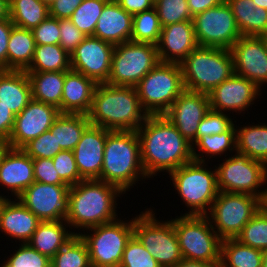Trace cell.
I'll return each mask as SVG.
<instances>
[{"label": "cell", "mask_w": 267, "mask_h": 267, "mask_svg": "<svg viewBox=\"0 0 267 267\" xmlns=\"http://www.w3.org/2000/svg\"><path fill=\"white\" fill-rule=\"evenodd\" d=\"M136 132L140 139L143 169L149 179L162 172L170 174L194 160L192 144L165 115H148Z\"/></svg>", "instance_id": "6da1fadb"}, {"label": "cell", "mask_w": 267, "mask_h": 267, "mask_svg": "<svg viewBox=\"0 0 267 267\" xmlns=\"http://www.w3.org/2000/svg\"><path fill=\"white\" fill-rule=\"evenodd\" d=\"M124 194L113 184L98 179L82 180L69 188V213L65 221L74 235L116 221L121 215L118 199Z\"/></svg>", "instance_id": "7a4b0ae2"}, {"label": "cell", "mask_w": 267, "mask_h": 267, "mask_svg": "<svg viewBox=\"0 0 267 267\" xmlns=\"http://www.w3.org/2000/svg\"><path fill=\"white\" fill-rule=\"evenodd\" d=\"M87 116L92 125L111 131H136L148 114L141 106L136 87L100 83Z\"/></svg>", "instance_id": "3957f363"}, {"label": "cell", "mask_w": 267, "mask_h": 267, "mask_svg": "<svg viewBox=\"0 0 267 267\" xmlns=\"http://www.w3.org/2000/svg\"><path fill=\"white\" fill-rule=\"evenodd\" d=\"M100 180L117 186L125 196L138 181L150 180L143 169L136 131L108 130Z\"/></svg>", "instance_id": "277c9868"}, {"label": "cell", "mask_w": 267, "mask_h": 267, "mask_svg": "<svg viewBox=\"0 0 267 267\" xmlns=\"http://www.w3.org/2000/svg\"><path fill=\"white\" fill-rule=\"evenodd\" d=\"M211 162L192 160L168 174L171 186L178 194L188 211L184 215H207L216 199L219 190L217 186L216 170L208 165ZM187 212V213H186Z\"/></svg>", "instance_id": "5b68a950"}, {"label": "cell", "mask_w": 267, "mask_h": 267, "mask_svg": "<svg viewBox=\"0 0 267 267\" xmlns=\"http://www.w3.org/2000/svg\"><path fill=\"white\" fill-rule=\"evenodd\" d=\"M186 90L208 94L234 74L229 49L197 46L180 64Z\"/></svg>", "instance_id": "8992f818"}, {"label": "cell", "mask_w": 267, "mask_h": 267, "mask_svg": "<svg viewBox=\"0 0 267 267\" xmlns=\"http://www.w3.org/2000/svg\"><path fill=\"white\" fill-rule=\"evenodd\" d=\"M175 216L173 222L182 257L208 263L221 262V242L207 215Z\"/></svg>", "instance_id": "52a82bcc"}, {"label": "cell", "mask_w": 267, "mask_h": 267, "mask_svg": "<svg viewBox=\"0 0 267 267\" xmlns=\"http://www.w3.org/2000/svg\"><path fill=\"white\" fill-rule=\"evenodd\" d=\"M214 165L217 186L221 192L246 193L263 202L267 193V165L239 152L232 153Z\"/></svg>", "instance_id": "ba28073f"}, {"label": "cell", "mask_w": 267, "mask_h": 267, "mask_svg": "<svg viewBox=\"0 0 267 267\" xmlns=\"http://www.w3.org/2000/svg\"><path fill=\"white\" fill-rule=\"evenodd\" d=\"M156 211L150 207L134 216V236L161 267H173L183 259L174 225L170 218H157Z\"/></svg>", "instance_id": "9c48e42d"}, {"label": "cell", "mask_w": 267, "mask_h": 267, "mask_svg": "<svg viewBox=\"0 0 267 267\" xmlns=\"http://www.w3.org/2000/svg\"><path fill=\"white\" fill-rule=\"evenodd\" d=\"M136 89L141 106L148 115H164L185 90L180 64L160 62Z\"/></svg>", "instance_id": "30bf717a"}, {"label": "cell", "mask_w": 267, "mask_h": 267, "mask_svg": "<svg viewBox=\"0 0 267 267\" xmlns=\"http://www.w3.org/2000/svg\"><path fill=\"white\" fill-rule=\"evenodd\" d=\"M122 218L80 234L87 245L92 267H119L126 244L134 235V216Z\"/></svg>", "instance_id": "8fae6325"}, {"label": "cell", "mask_w": 267, "mask_h": 267, "mask_svg": "<svg viewBox=\"0 0 267 267\" xmlns=\"http://www.w3.org/2000/svg\"><path fill=\"white\" fill-rule=\"evenodd\" d=\"M159 63L155 44L128 41L115 45L106 84L136 87Z\"/></svg>", "instance_id": "7c38bea8"}, {"label": "cell", "mask_w": 267, "mask_h": 267, "mask_svg": "<svg viewBox=\"0 0 267 267\" xmlns=\"http://www.w3.org/2000/svg\"><path fill=\"white\" fill-rule=\"evenodd\" d=\"M262 207L263 201L253 195L219 191L207 217L222 240L236 238Z\"/></svg>", "instance_id": "4fadbf2b"}, {"label": "cell", "mask_w": 267, "mask_h": 267, "mask_svg": "<svg viewBox=\"0 0 267 267\" xmlns=\"http://www.w3.org/2000/svg\"><path fill=\"white\" fill-rule=\"evenodd\" d=\"M192 21L198 46L230 49L241 37L226 1L195 15Z\"/></svg>", "instance_id": "5bb4252c"}, {"label": "cell", "mask_w": 267, "mask_h": 267, "mask_svg": "<svg viewBox=\"0 0 267 267\" xmlns=\"http://www.w3.org/2000/svg\"><path fill=\"white\" fill-rule=\"evenodd\" d=\"M69 188L34 181L18 199L40 221L65 220L69 213Z\"/></svg>", "instance_id": "9a60e30c"}, {"label": "cell", "mask_w": 267, "mask_h": 267, "mask_svg": "<svg viewBox=\"0 0 267 267\" xmlns=\"http://www.w3.org/2000/svg\"><path fill=\"white\" fill-rule=\"evenodd\" d=\"M262 94L263 91L252 81L233 74L229 79L210 91L208 96L211 110L227 114L231 113L233 118H236L234 113L238 114V116L242 113L241 116H243L247 111L248 114V110L251 111L253 105L260 101L259 98Z\"/></svg>", "instance_id": "2e32d148"}, {"label": "cell", "mask_w": 267, "mask_h": 267, "mask_svg": "<svg viewBox=\"0 0 267 267\" xmlns=\"http://www.w3.org/2000/svg\"><path fill=\"white\" fill-rule=\"evenodd\" d=\"M234 74L252 81L261 91L267 83V47L263 36H241L229 49Z\"/></svg>", "instance_id": "e0dca14e"}, {"label": "cell", "mask_w": 267, "mask_h": 267, "mask_svg": "<svg viewBox=\"0 0 267 267\" xmlns=\"http://www.w3.org/2000/svg\"><path fill=\"white\" fill-rule=\"evenodd\" d=\"M115 45L93 36H87L71 53V69L93 79L97 84L106 83L110 76Z\"/></svg>", "instance_id": "ac0fdd59"}, {"label": "cell", "mask_w": 267, "mask_h": 267, "mask_svg": "<svg viewBox=\"0 0 267 267\" xmlns=\"http://www.w3.org/2000/svg\"><path fill=\"white\" fill-rule=\"evenodd\" d=\"M59 115L60 111L57 107L32 99L15 116L14 127L7 141L9 146L22 149L31 140L49 131Z\"/></svg>", "instance_id": "d6986e66"}, {"label": "cell", "mask_w": 267, "mask_h": 267, "mask_svg": "<svg viewBox=\"0 0 267 267\" xmlns=\"http://www.w3.org/2000/svg\"><path fill=\"white\" fill-rule=\"evenodd\" d=\"M210 109L208 94L185 89L164 115L193 146L198 125Z\"/></svg>", "instance_id": "ffe728a7"}, {"label": "cell", "mask_w": 267, "mask_h": 267, "mask_svg": "<svg viewBox=\"0 0 267 267\" xmlns=\"http://www.w3.org/2000/svg\"><path fill=\"white\" fill-rule=\"evenodd\" d=\"M34 181L33 159L22 149L9 147L0 162V190H5L4 197L18 198Z\"/></svg>", "instance_id": "44dd1931"}, {"label": "cell", "mask_w": 267, "mask_h": 267, "mask_svg": "<svg viewBox=\"0 0 267 267\" xmlns=\"http://www.w3.org/2000/svg\"><path fill=\"white\" fill-rule=\"evenodd\" d=\"M108 129L90 124L73 149L75 162L84 180H100Z\"/></svg>", "instance_id": "7402d4cb"}, {"label": "cell", "mask_w": 267, "mask_h": 267, "mask_svg": "<svg viewBox=\"0 0 267 267\" xmlns=\"http://www.w3.org/2000/svg\"><path fill=\"white\" fill-rule=\"evenodd\" d=\"M197 46L193 21L166 25L157 44L159 61L181 64Z\"/></svg>", "instance_id": "603a6c76"}, {"label": "cell", "mask_w": 267, "mask_h": 267, "mask_svg": "<svg viewBox=\"0 0 267 267\" xmlns=\"http://www.w3.org/2000/svg\"><path fill=\"white\" fill-rule=\"evenodd\" d=\"M40 222L18 198H7L0 208V234L11 237L12 243H28Z\"/></svg>", "instance_id": "cb8c5ba5"}, {"label": "cell", "mask_w": 267, "mask_h": 267, "mask_svg": "<svg viewBox=\"0 0 267 267\" xmlns=\"http://www.w3.org/2000/svg\"><path fill=\"white\" fill-rule=\"evenodd\" d=\"M97 83L84 74L70 69L65 71L61 98V113L87 115L92 106Z\"/></svg>", "instance_id": "d4e9b609"}, {"label": "cell", "mask_w": 267, "mask_h": 267, "mask_svg": "<svg viewBox=\"0 0 267 267\" xmlns=\"http://www.w3.org/2000/svg\"><path fill=\"white\" fill-rule=\"evenodd\" d=\"M133 16L119 3H106L96 24L93 37L113 45L131 41Z\"/></svg>", "instance_id": "484cf974"}, {"label": "cell", "mask_w": 267, "mask_h": 267, "mask_svg": "<svg viewBox=\"0 0 267 267\" xmlns=\"http://www.w3.org/2000/svg\"><path fill=\"white\" fill-rule=\"evenodd\" d=\"M32 100L31 85L26 71L0 70V101L15 115Z\"/></svg>", "instance_id": "4316f807"}, {"label": "cell", "mask_w": 267, "mask_h": 267, "mask_svg": "<svg viewBox=\"0 0 267 267\" xmlns=\"http://www.w3.org/2000/svg\"><path fill=\"white\" fill-rule=\"evenodd\" d=\"M73 236L65 220L41 221L28 244L51 259Z\"/></svg>", "instance_id": "83f0119b"}, {"label": "cell", "mask_w": 267, "mask_h": 267, "mask_svg": "<svg viewBox=\"0 0 267 267\" xmlns=\"http://www.w3.org/2000/svg\"><path fill=\"white\" fill-rule=\"evenodd\" d=\"M233 12L241 36L267 35V9L252 0H225Z\"/></svg>", "instance_id": "f1b7e54d"}, {"label": "cell", "mask_w": 267, "mask_h": 267, "mask_svg": "<svg viewBox=\"0 0 267 267\" xmlns=\"http://www.w3.org/2000/svg\"><path fill=\"white\" fill-rule=\"evenodd\" d=\"M237 120L238 119L235 120V124H233L227 131L220 134L202 136L193 145L194 160L210 163V161L213 162V160L218 157L223 159V157L235 153Z\"/></svg>", "instance_id": "f546056e"}, {"label": "cell", "mask_w": 267, "mask_h": 267, "mask_svg": "<svg viewBox=\"0 0 267 267\" xmlns=\"http://www.w3.org/2000/svg\"><path fill=\"white\" fill-rule=\"evenodd\" d=\"M250 122L246 125L236 123V152L247 155L267 165V124Z\"/></svg>", "instance_id": "4dcf8cb0"}, {"label": "cell", "mask_w": 267, "mask_h": 267, "mask_svg": "<svg viewBox=\"0 0 267 267\" xmlns=\"http://www.w3.org/2000/svg\"><path fill=\"white\" fill-rule=\"evenodd\" d=\"M32 99L57 107L61 113V98L65 72H27Z\"/></svg>", "instance_id": "1f68e13d"}, {"label": "cell", "mask_w": 267, "mask_h": 267, "mask_svg": "<svg viewBox=\"0 0 267 267\" xmlns=\"http://www.w3.org/2000/svg\"><path fill=\"white\" fill-rule=\"evenodd\" d=\"M35 45L32 30L13 26L8 40L7 70L25 71L32 62Z\"/></svg>", "instance_id": "d6a6232c"}, {"label": "cell", "mask_w": 267, "mask_h": 267, "mask_svg": "<svg viewBox=\"0 0 267 267\" xmlns=\"http://www.w3.org/2000/svg\"><path fill=\"white\" fill-rule=\"evenodd\" d=\"M90 124L85 114L60 113L49 131H55L57 146H61L62 150L73 151Z\"/></svg>", "instance_id": "836d02e7"}, {"label": "cell", "mask_w": 267, "mask_h": 267, "mask_svg": "<svg viewBox=\"0 0 267 267\" xmlns=\"http://www.w3.org/2000/svg\"><path fill=\"white\" fill-rule=\"evenodd\" d=\"M263 251L242 244L236 238L221 242L220 267H261Z\"/></svg>", "instance_id": "e575fe53"}, {"label": "cell", "mask_w": 267, "mask_h": 267, "mask_svg": "<svg viewBox=\"0 0 267 267\" xmlns=\"http://www.w3.org/2000/svg\"><path fill=\"white\" fill-rule=\"evenodd\" d=\"M70 55L59 45H35L34 56L26 72L69 71Z\"/></svg>", "instance_id": "d590c367"}, {"label": "cell", "mask_w": 267, "mask_h": 267, "mask_svg": "<svg viewBox=\"0 0 267 267\" xmlns=\"http://www.w3.org/2000/svg\"><path fill=\"white\" fill-rule=\"evenodd\" d=\"M14 26L32 30L49 17V7L39 0H8Z\"/></svg>", "instance_id": "8d00e7d4"}, {"label": "cell", "mask_w": 267, "mask_h": 267, "mask_svg": "<svg viewBox=\"0 0 267 267\" xmlns=\"http://www.w3.org/2000/svg\"><path fill=\"white\" fill-rule=\"evenodd\" d=\"M50 267H92L87 245L80 235H74L51 258Z\"/></svg>", "instance_id": "74e56055"}, {"label": "cell", "mask_w": 267, "mask_h": 267, "mask_svg": "<svg viewBox=\"0 0 267 267\" xmlns=\"http://www.w3.org/2000/svg\"><path fill=\"white\" fill-rule=\"evenodd\" d=\"M162 26L155 7L133 16L131 41L152 43L160 40Z\"/></svg>", "instance_id": "f35d334b"}, {"label": "cell", "mask_w": 267, "mask_h": 267, "mask_svg": "<svg viewBox=\"0 0 267 267\" xmlns=\"http://www.w3.org/2000/svg\"><path fill=\"white\" fill-rule=\"evenodd\" d=\"M236 239L252 248L267 250V209L264 206L244 225Z\"/></svg>", "instance_id": "ab89813d"}, {"label": "cell", "mask_w": 267, "mask_h": 267, "mask_svg": "<svg viewBox=\"0 0 267 267\" xmlns=\"http://www.w3.org/2000/svg\"><path fill=\"white\" fill-rule=\"evenodd\" d=\"M105 4L101 0H84L69 19L85 36H93Z\"/></svg>", "instance_id": "60d3db41"}, {"label": "cell", "mask_w": 267, "mask_h": 267, "mask_svg": "<svg viewBox=\"0 0 267 267\" xmlns=\"http://www.w3.org/2000/svg\"><path fill=\"white\" fill-rule=\"evenodd\" d=\"M13 253L4 257L1 267H50L51 259L42 255L28 243L18 244ZM6 259V260H5Z\"/></svg>", "instance_id": "b9f144b4"}, {"label": "cell", "mask_w": 267, "mask_h": 267, "mask_svg": "<svg viewBox=\"0 0 267 267\" xmlns=\"http://www.w3.org/2000/svg\"><path fill=\"white\" fill-rule=\"evenodd\" d=\"M154 7L162 27L193 19L187 0H155Z\"/></svg>", "instance_id": "7bdbcfd3"}, {"label": "cell", "mask_w": 267, "mask_h": 267, "mask_svg": "<svg viewBox=\"0 0 267 267\" xmlns=\"http://www.w3.org/2000/svg\"><path fill=\"white\" fill-rule=\"evenodd\" d=\"M119 267H161L150 252L133 235L127 242Z\"/></svg>", "instance_id": "ee69618b"}, {"label": "cell", "mask_w": 267, "mask_h": 267, "mask_svg": "<svg viewBox=\"0 0 267 267\" xmlns=\"http://www.w3.org/2000/svg\"><path fill=\"white\" fill-rule=\"evenodd\" d=\"M22 150L32 159L53 158L60 152L61 146H57L55 131H46L39 137L27 143Z\"/></svg>", "instance_id": "f6af8a7d"}, {"label": "cell", "mask_w": 267, "mask_h": 267, "mask_svg": "<svg viewBox=\"0 0 267 267\" xmlns=\"http://www.w3.org/2000/svg\"><path fill=\"white\" fill-rule=\"evenodd\" d=\"M232 117L233 116H231V114L217 112L210 109L198 125L196 142L202 136L220 134L227 131L235 123V119Z\"/></svg>", "instance_id": "bcb514c9"}, {"label": "cell", "mask_w": 267, "mask_h": 267, "mask_svg": "<svg viewBox=\"0 0 267 267\" xmlns=\"http://www.w3.org/2000/svg\"><path fill=\"white\" fill-rule=\"evenodd\" d=\"M61 180L69 187L84 180L78 171L73 151L61 150L52 158Z\"/></svg>", "instance_id": "7dc6e473"}, {"label": "cell", "mask_w": 267, "mask_h": 267, "mask_svg": "<svg viewBox=\"0 0 267 267\" xmlns=\"http://www.w3.org/2000/svg\"><path fill=\"white\" fill-rule=\"evenodd\" d=\"M32 33L36 45L60 44L59 19L49 16Z\"/></svg>", "instance_id": "c3c4849f"}, {"label": "cell", "mask_w": 267, "mask_h": 267, "mask_svg": "<svg viewBox=\"0 0 267 267\" xmlns=\"http://www.w3.org/2000/svg\"><path fill=\"white\" fill-rule=\"evenodd\" d=\"M60 46L69 54L87 37L70 19H59Z\"/></svg>", "instance_id": "681fc988"}, {"label": "cell", "mask_w": 267, "mask_h": 267, "mask_svg": "<svg viewBox=\"0 0 267 267\" xmlns=\"http://www.w3.org/2000/svg\"><path fill=\"white\" fill-rule=\"evenodd\" d=\"M34 178L36 182L67 185L59 177L51 158L33 159Z\"/></svg>", "instance_id": "f907efd6"}, {"label": "cell", "mask_w": 267, "mask_h": 267, "mask_svg": "<svg viewBox=\"0 0 267 267\" xmlns=\"http://www.w3.org/2000/svg\"><path fill=\"white\" fill-rule=\"evenodd\" d=\"M84 0H55L49 7V16L69 19Z\"/></svg>", "instance_id": "816d5d0a"}, {"label": "cell", "mask_w": 267, "mask_h": 267, "mask_svg": "<svg viewBox=\"0 0 267 267\" xmlns=\"http://www.w3.org/2000/svg\"><path fill=\"white\" fill-rule=\"evenodd\" d=\"M14 24L11 19H0V70H7L8 40Z\"/></svg>", "instance_id": "f5cc1de1"}, {"label": "cell", "mask_w": 267, "mask_h": 267, "mask_svg": "<svg viewBox=\"0 0 267 267\" xmlns=\"http://www.w3.org/2000/svg\"><path fill=\"white\" fill-rule=\"evenodd\" d=\"M15 114L0 101V140L8 141L11 136Z\"/></svg>", "instance_id": "db71d44e"}, {"label": "cell", "mask_w": 267, "mask_h": 267, "mask_svg": "<svg viewBox=\"0 0 267 267\" xmlns=\"http://www.w3.org/2000/svg\"><path fill=\"white\" fill-rule=\"evenodd\" d=\"M155 0H120L119 5L132 16L152 9L154 7Z\"/></svg>", "instance_id": "11a10c76"}, {"label": "cell", "mask_w": 267, "mask_h": 267, "mask_svg": "<svg viewBox=\"0 0 267 267\" xmlns=\"http://www.w3.org/2000/svg\"><path fill=\"white\" fill-rule=\"evenodd\" d=\"M225 0H187L191 16L194 17L203 11L220 5Z\"/></svg>", "instance_id": "9f6ffc18"}, {"label": "cell", "mask_w": 267, "mask_h": 267, "mask_svg": "<svg viewBox=\"0 0 267 267\" xmlns=\"http://www.w3.org/2000/svg\"><path fill=\"white\" fill-rule=\"evenodd\" d=\"M173 267H220V263H208V262L188 260L183 258L179 263H177Z\"/></svg>", "instance_id": "6f0895ef"}, {"label": "cell", "mask_w": 267, "mask_h": 267, "mask_svg": "<svg viewBox=\"0 0 267 267\" xmlns=\"http://www.w3.org/2000/svg\"><path fill=\"white\" fill-rule=\"evenodd\" d=\"M9 17V4L8 0H0V19Z\"/></svg>", "instance_id": "680465c9"}, {"label": "cell", "mask_w": 267, "mask_h": 267, "mask_svg": "<svg viewBox=\"0 0 267 267\" xmlns=\"http://www.w3.org/2000/svg\"><path fill=\"white\" fill-rule=\"evenodd\" d=\"M9 144L7 141L5 140H0V162L1 159L3 157V155L5 154L6 150L9 148Z\"/></svg>", "instance_id": "91938a15"}, {"label": "cell", "mask_w": 267, "mask_h": 267, "mask_svg": "<svg viewBox=\"0 0 267 267\" xmlns=\"http://www.w3.org/2000/svg\"><path fill=\"white\" fill-rule=\"evenodd\" d=\"M257 7L267 9V0H252Z\"/></svg>", "instance_id": "94428289"}, {"label": "cell", "mask_w": 267, "mask_h": 267, "mask_svg": "<svg viewBox=\"0 0 267 267\" xmlns=\"http://www.w3.org/2000/svg\"><path fill=\"white\" fill-rule=\"evenodd\" d=\"M261 267H267V250L263 251L262 266Z\"/></svg>", "instance_id": "6125c7cd"}, {"label": "cell", "mask_w": 267, "mask_h": 267, "mask_svg": "<svg viewBox=\"0 0 267 267\" xmlns=\"http://www.w3.org/2000/svg\"><path fill=\"white\" fill-rule=\"evenodd\" d=\"M40 2H43L45 5H47L48 7L51 6V4L55 1V0H39Z\"/></svg>", "instance_id": "be15d7a7"}, {"label": "cell", "mask_w": 267, "mask_h": 267, "mask_svg": "<svg viewBox=\"0 0 267 267\" xmlns=\"http://www.w3.org/2000/svg\"><path fill=\"white\" fill-rule=\"evenodd\" d=\"M6 199H7V198L4 197L3 193L0 191V208H1L2 204H3V202H4Z\"/></svg>", "instance_id": "e7e4bbea"}, {"label": "cell", "mask_w": 267, "mask_h": 267, "mask_svg": "<svg viewBox=\"0 0 267 267\" xmlns=\"http://www.w3.org/2000/svg\"><path fill=\"white\" fill-rule=\"evenodd\" d=\"M104 1L106 3H119L120 0H101Z\"/></svg>", "instance_id": "03108f58"}, {"label": "cell", "mask_w": 267, "mask_h": 267, "mask_svg": "<svg viewBox=\"0 0 267 267\" xmlns=\"http://www.w3.org/2000/svg\"><path fill=\"white\" fill-rule=\"evenodd\" d=\"M263 206L267 209V193H266V197L263 202Z\"/></svg>", "instance_id": "003e7915"}, {"label": "cell", "mask_w": 267, "mask_h": 267, "mask_svg": "<svg viewBox=\"0 0 267 267\" xmlns=\"http://www.w3.org/2000/svg\"><path fill=\"white\" fill-rule=\"evenodd\" d=\"M264 40H265V44H266V47H267V35H264Z\"/></svg>", "instance_id": "a7ac6f4b"}]
</instances>
